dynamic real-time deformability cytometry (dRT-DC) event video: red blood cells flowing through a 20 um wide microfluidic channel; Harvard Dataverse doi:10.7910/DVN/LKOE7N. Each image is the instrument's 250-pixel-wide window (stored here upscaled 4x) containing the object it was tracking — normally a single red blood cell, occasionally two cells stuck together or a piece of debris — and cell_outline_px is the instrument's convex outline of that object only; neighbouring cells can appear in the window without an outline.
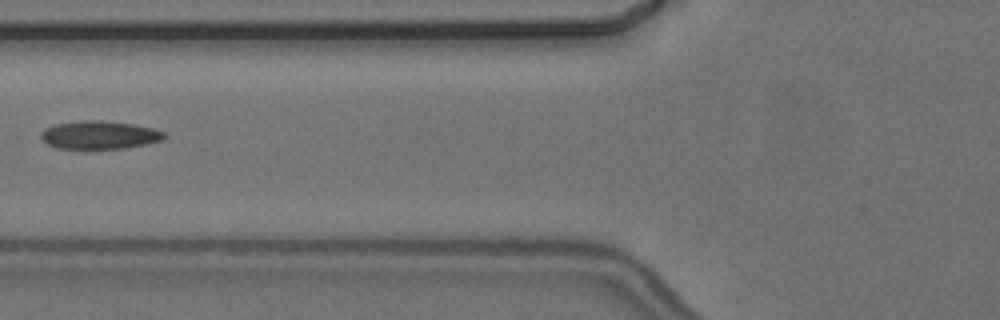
{"species": "common noctule bat (a hibernating species)", "species_latin": "Nyctalus noctula", "temperature_condition": "cold", "stored_images_in_passage": 3, "camera_frame_rate_fps": 3000, "um_per_image_px": 0.085, "animal": {"sex": "female", "body_mass_g": 24.6, "forearm_length_mm": 56.2}, "frame": {"image": 1, "passage_image": 3, "time_ms": 2.333, "image_size_px": [1000, 320], "cell_outline_px": [[168, 136], [160, 140], [144, 144], [124, 148], [56, 148], [48, 144], [40, 136], [40, 132], [44, 128], [56, 124], [80, 120], [96, 120], [132, 124], [152, 128], [164, 132]], "centroid_in_image_um": [8.42, 11.46], "position_along_channel_um": 117.4, "area_um2": 19.94}}